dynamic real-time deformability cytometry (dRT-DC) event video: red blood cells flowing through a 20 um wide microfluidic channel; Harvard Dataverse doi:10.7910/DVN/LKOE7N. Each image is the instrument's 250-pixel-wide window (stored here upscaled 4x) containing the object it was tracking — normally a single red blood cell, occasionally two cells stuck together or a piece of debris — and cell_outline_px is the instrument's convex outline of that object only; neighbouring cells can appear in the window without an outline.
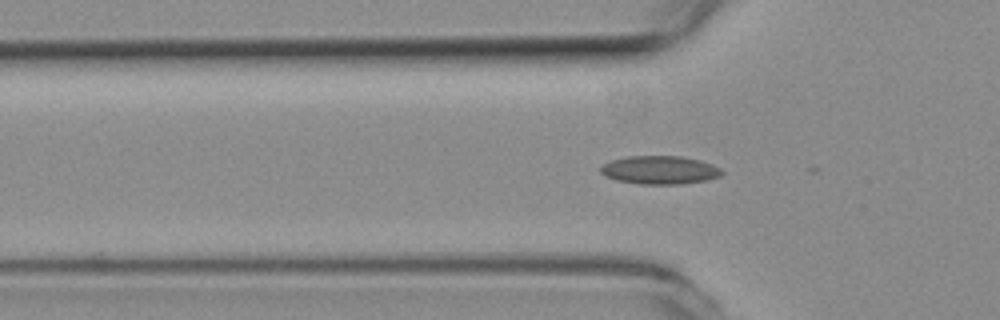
{"species": "common noctule bat (a hibernating species)", "species_latin": "Nyctalus noctula", "temperature_condition": "room temperature", "stored_images_in_passage": 10, "camera_frame_rate_fps": 3000, "um_per_image_px": 0.085, "animal": {"sex": "female", "body_mass_g": 19.3, "forearm_length_mm": 54.1}, "frame": {"image": 1, "passage_image": 8, "time_ms": 2.333, "image_size_px": [1000, 320], "cell_outline_px": [[724, 172], [720, 176], [708, 180], [684, 184], [640, 184], [616, 180], [604, 176], [600, 172], [600, 164], [612, 160], [628, 156], [680, 156], [700, 160], [712, 164], [720, 168]], "centroid_in_image_um": [56.07, 14.45], "position_along_channel_um": 69.7, "area_um2": 20.23}}